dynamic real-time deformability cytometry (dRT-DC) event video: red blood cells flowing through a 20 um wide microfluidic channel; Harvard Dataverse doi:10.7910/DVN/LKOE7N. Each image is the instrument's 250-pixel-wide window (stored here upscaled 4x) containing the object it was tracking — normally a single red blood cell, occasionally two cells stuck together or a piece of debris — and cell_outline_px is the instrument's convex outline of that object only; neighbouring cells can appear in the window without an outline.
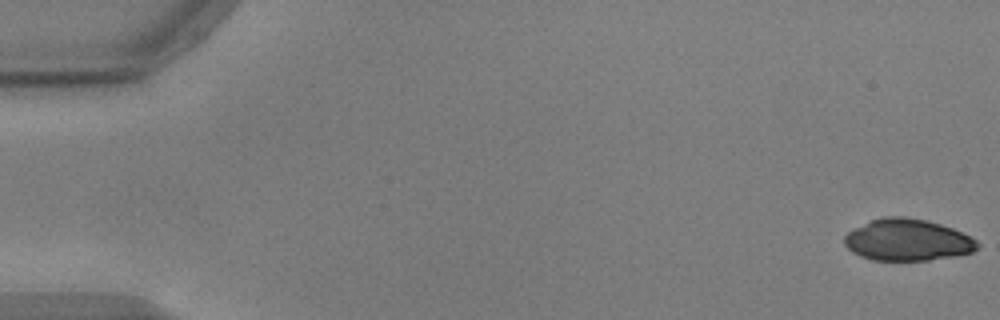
{"species": "common noctule bat (a hibernating species)", "species_latin": "Nyctalus noctula", "temperature_condition": "warm", "stored_images_in_passage": 54, "camera_frame_rate_fps": 3000, "um_per_image_px": 0.085, "animal": {"sex": "male", "body_mass_g": 17.9, "forearm_length_mm": 54.2}, "frame": {"image": 1, "passage_image": 1, "time_ms": 0.0, "image_size_px": [1000, 320], "cell_outline_px": [[980, 244], [972, 252], [956, 256], [928, 260], [872, 260], [860, 256], [852, 252], [844, 244], [844, 236], [848, 232], [872, 220], [884, 216], [904, 216], [924, 220], [940, 224], [952, 228], [976, 240]], "centroid_in_image_um": [77.12, 20.4], "position_along_channel_um": 7.9, "area_um2": 32.08}}